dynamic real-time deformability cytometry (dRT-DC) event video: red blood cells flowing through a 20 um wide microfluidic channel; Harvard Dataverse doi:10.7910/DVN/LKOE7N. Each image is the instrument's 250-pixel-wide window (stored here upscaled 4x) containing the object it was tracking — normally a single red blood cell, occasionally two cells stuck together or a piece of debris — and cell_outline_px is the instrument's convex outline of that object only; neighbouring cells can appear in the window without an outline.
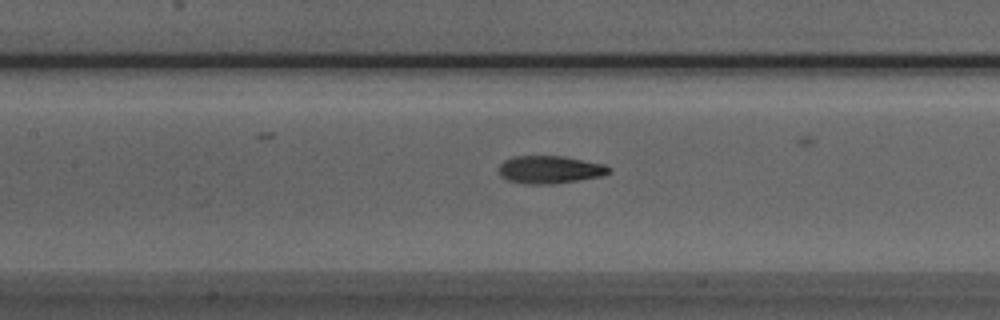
{"species": "Egyptian fruit bat (a non-hibernating species)", "species_latin": "Rousettus aegyptiacus", "temperature_condition": "room temperature", "stored_images_in_passage": 42, "camera_frame_rate_fps": 3000, "um_per_image_px": 0.085, "animal": {"sex": "male"}, "frame": {"image": 1, "passage_image": 23, "time_ms": 7.333, "image_size_px": [1000, 320], "cell_outline_px": [[612, 172], [600, 176], [552, 184], [524, 184], [508, 180], [500, 176], [500, 164], [504, 160], [516, 156], [564, 156], [604, 164], [612, 168]], "centroid_in_image_um": [46.75, 14.41], "position_along_channel_um": 160.7, "area_um2": 17.74}}
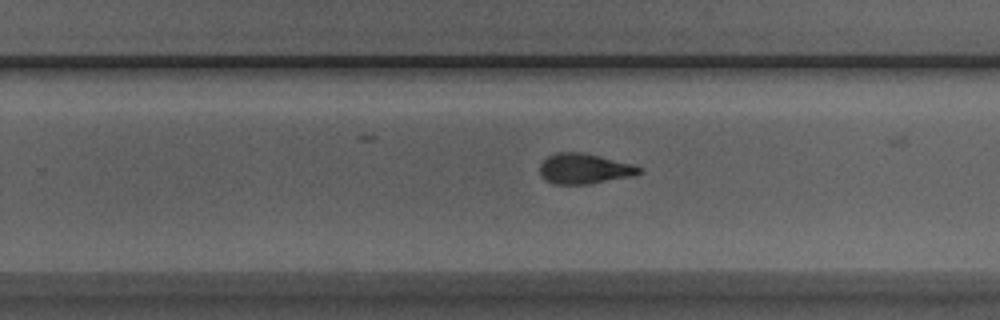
{"frame": {"image": 2, "passage_image": 32, "time_ms": 10.333, "image_size_px": [1000, 320], "cell_outline_px": [[644, 168], [636, 176], [588, 184], [552, 184], [544, 180], [540, 176], [540, 164], [548, 156], [556, 152], [580, 152], [600, 156], [632, 164]], "centroid_in_image_um": [49.66, 14.35], "position_along_channel_um": 280.1, "area_um2": 17.74}}
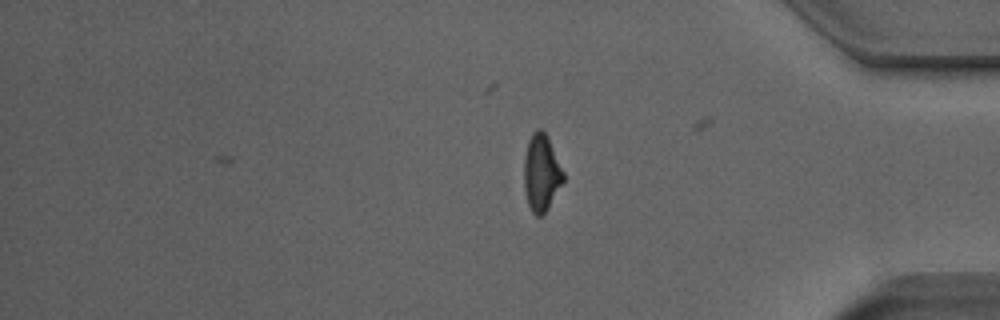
{"frame": {"image": 3, "passage_image": 42, "time_ms": 13.667, "image_size_px": [1000, 320], "cell_outline_px": [[564, 180], [548, 208], [540, 216], [536, 216], [532, 212], [528, 204], [524, 188], [524, 156], [528, 140], [532, 132], [536, 128], [540, 128], [548, 136], [564, 172]], "centroid_in_image_um": [46.01, 14.65], "position_along_channel_um": 389.2, "area_um2": 17.69}, "authors_computed_cell_mechanics": {"area_um2": 17.629, "velocity_mm_per_s": 3.9917, "shape_relaxation_time_tau1_ms": 4.5932, "shape_relaxation_time_tau2_ms": 1.7682, "deformation_change_tau1": 0.1659, "deformation_change_tau2": 0.095}}